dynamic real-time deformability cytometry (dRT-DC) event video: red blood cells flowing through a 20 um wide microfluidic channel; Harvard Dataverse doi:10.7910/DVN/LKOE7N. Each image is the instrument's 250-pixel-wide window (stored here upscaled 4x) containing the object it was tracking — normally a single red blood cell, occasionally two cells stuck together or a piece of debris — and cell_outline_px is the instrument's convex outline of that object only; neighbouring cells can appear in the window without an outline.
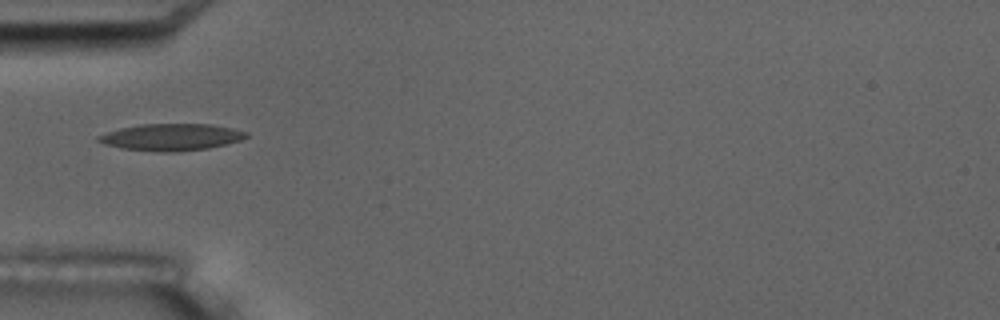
{"species": "common noctule bat (a hibernating species)", "species_latin": "Nyctalus noctula", "temperature_condition": "room temperature", "stored_images_in_passage": 4, "camera_frame_rate_fps": 3000, "um_per_image_px": 0.085, "animal": {"sex": "male", "body_mass_g": 17.5, "forearm_length_mm": 52.3}, "frame": {"image": 1, "passage_image": 3, "time_ms": 2.333, "image_size_px": [1000, 320], "cell_outline_px": [[248, 136], [240, 140], [208, 148], [176, 152], [160, 152], [120, 148], [104, 144], [96, 140], [96, 136], [120, 128], [140, 124], [212, 124], [232, 128], [248, 132]], "centroid_in_image_um": [14.53, 11.65], "position_along_channel_um": 70.5, "area_um2": 23.12}}